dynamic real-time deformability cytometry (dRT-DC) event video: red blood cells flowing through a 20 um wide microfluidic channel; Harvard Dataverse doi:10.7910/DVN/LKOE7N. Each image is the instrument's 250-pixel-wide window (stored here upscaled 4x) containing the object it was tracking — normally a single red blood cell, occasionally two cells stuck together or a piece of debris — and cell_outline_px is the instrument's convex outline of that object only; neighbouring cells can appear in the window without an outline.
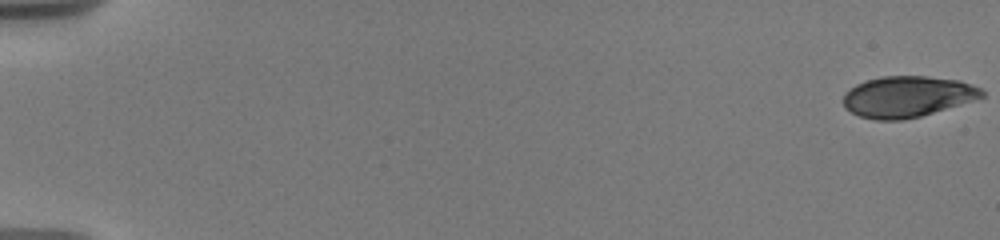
{"species": "human", "species_latin": "Homo sapiens", "temperature_condition": "warm", "stored_images_in_passage": 13, "camera_frame_rate_fps": 3000, "um_per_image_px": 0.085, "donor": {"sex": "male"}, "frame": {"image": 1, "passage_image": 1, "time_ms": 0.0, "image_size_px": [1000, 240], "cell_outline_px": [[984, 96], [972, 100], [920, 116], [900, 120], [876, 120], [860, 116], [844, 108], [844, 92], [856, 84], [868, 80], [884, 76], [928, 76], [960, 80], [984, 88]], "centroid_in_image_um": [77.13, 8.2], "position_along_channel_um": 7.9, "area_um2": 33.0}}
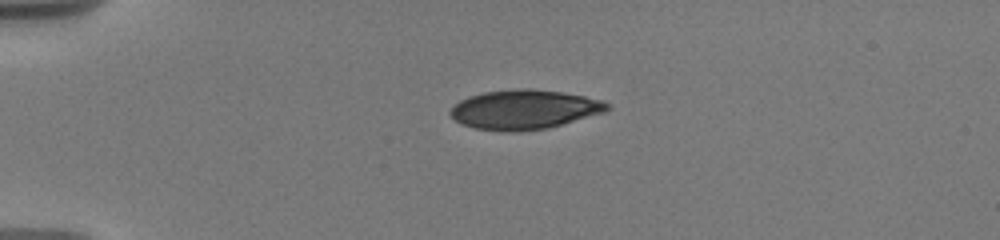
{"frame": {"image": 2, "passage_image": 8, "time_ms": 4.667, "image_size_px": [1000, 240], "cell_outline_px": [[612, 108], [608, 112], [548, 128], [516, 132], [504, 132], [476, 128], [460, 124], [448, 112], [460, 100], [468, 96], [484, 92], [516, 88], [528, 88], [564, 92], [604, 100], [612, 104]], "centroid_in_image_um": [44.64, 9.31], "position_along_channel_um": 40.4, "area_um2": 36.59}}
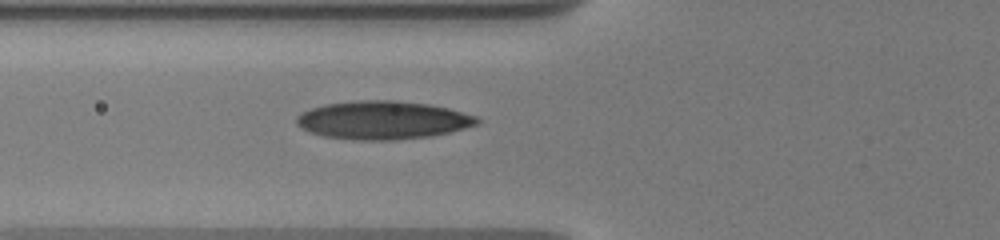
{"frame": {"image": 3, "passage_image": 13, "time_ms": 7.333, "image_size_px": [1000, 240], "cell_outline_px": [[480, 124], [432, 136], [396, 140], [356, 140], [324, 136], [300, 128], [296, 124], [296, 116], [300, 112], [324, 104], [360, 100], [396, 100], [428, 104], [448, 108], [476, 116], [480, 120]], "centroid_in_image_um": [32.52, 10.21], "position_along_channel_um": 93.3, "area_um2": 40.34}}